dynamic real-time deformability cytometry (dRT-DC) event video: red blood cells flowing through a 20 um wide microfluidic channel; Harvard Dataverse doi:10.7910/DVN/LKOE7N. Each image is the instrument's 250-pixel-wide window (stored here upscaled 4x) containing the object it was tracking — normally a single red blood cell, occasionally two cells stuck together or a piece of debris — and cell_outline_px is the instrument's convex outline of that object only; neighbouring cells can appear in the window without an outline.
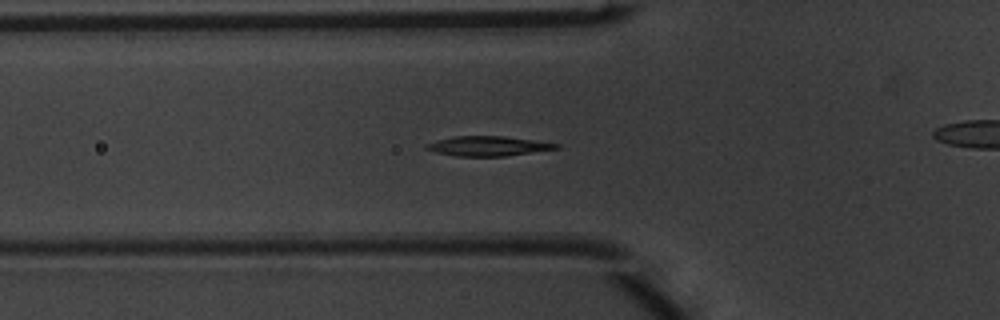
{"species": "common noctule bat (a hibernating species)", "species_latin": "Nyctalus noctula", "temperature_condition": "warm", "stored_images_in_passage": 36, "camera_frame_rate_fps": 3000, "um_per_image_px": 0.085, "animal": {"sex": "male", "body_mass_g": 20.1, "forearm_length_mm": 53.5}, "frame": {"image": 1, "passage_image": 2, "time_ms": 0.333, "image_size_px": [1000, 320], "cell_outline_px": [[560, 148], [504, 156], [456, 156], [436, 152], [424, 148], [424, 144], [436, 140], [452, 136], [504, 136], [560, 144]], "centroid_in_image_um": [41.43, 12.41], "position_along_channel_um": 84.4, "area_um2": 14.85}}
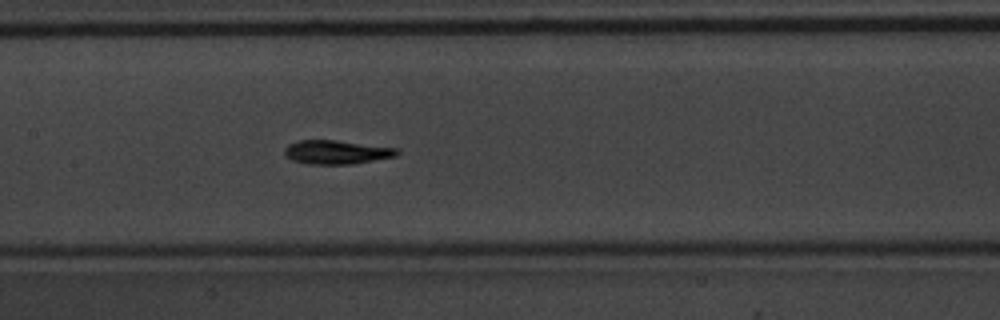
{"frame": {"image": 2, "passage_image": 9, "time_ms": 2.667, "image_size_px": [1000, 320], "cell_outline_px": [[400, 152], [396, 156], [352, 164], [308, 164], [292, 160], [284, 152], [284, 148], [288, 144], [296, 140], [336, 140], [396, 148]], "centroid_in_image_um": [28.58, 12.93], "position_along_channel_um": 178.8, "area_um2": 15.55}}
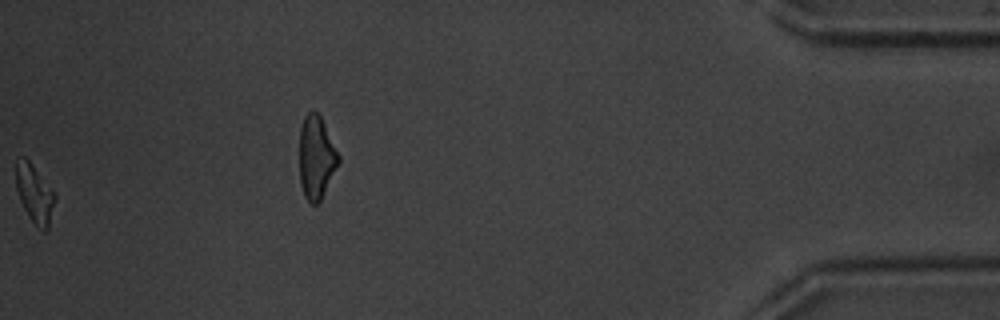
{"frame": {"image": 3, "passage_image": 35, "time_ms": 11.333, "image_size_px": [1000, 320], "cell_outline_px": [[56, 200], [48, 232], [44, 232], [28, 216], [20, 200], [16, 188], [16, 164], [24, 156], [28, 160], [52, 188], [56, 196]], "centroid_in_image_um": [2.98, 16.52], "position_along_channel_um": 432.2, "area_um2": 13.18}}